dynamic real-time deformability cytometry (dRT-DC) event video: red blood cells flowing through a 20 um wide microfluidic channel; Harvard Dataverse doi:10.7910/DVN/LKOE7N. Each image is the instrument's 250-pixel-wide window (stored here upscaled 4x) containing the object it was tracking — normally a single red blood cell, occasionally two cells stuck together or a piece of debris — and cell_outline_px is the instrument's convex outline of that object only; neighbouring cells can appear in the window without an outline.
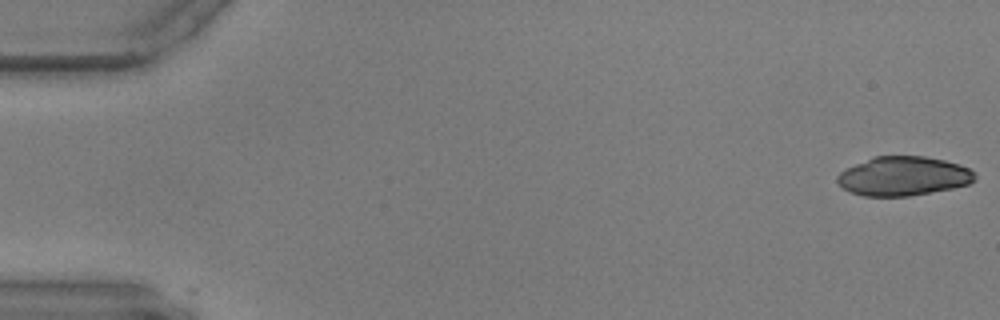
{"species": "common noctule bat (a hibernating species)", "species_latin": "Nyctalus noctula", "temperature_condition": "warm", "stored_images_in_passage": 6, "camera_frame_rate_fps": 3000, "um_per_image_px": 0.085, "animal": {"sex": "male", "body_mass_g": 17.9, "forearm_length_mm": 54.2}, "frame": {"image": 1, "passage_image": 1, "time_ms": 0.0, "image_size_px": [1000, 320], "cell_outline_px": [[976, 180], [968, 184], [952, 188], [908, 196], [864, 196], [852, 192], [844, 188], [836, 180], [836, 176], [840, 172], [856, 164], [876, 156], [924, 156], [944, 160], [960, 164], [976, 172]], "centroid_in_image_um": [76.82, 14.97], "position_along_channel_um": 8.2, "area_um2": 31.15}}